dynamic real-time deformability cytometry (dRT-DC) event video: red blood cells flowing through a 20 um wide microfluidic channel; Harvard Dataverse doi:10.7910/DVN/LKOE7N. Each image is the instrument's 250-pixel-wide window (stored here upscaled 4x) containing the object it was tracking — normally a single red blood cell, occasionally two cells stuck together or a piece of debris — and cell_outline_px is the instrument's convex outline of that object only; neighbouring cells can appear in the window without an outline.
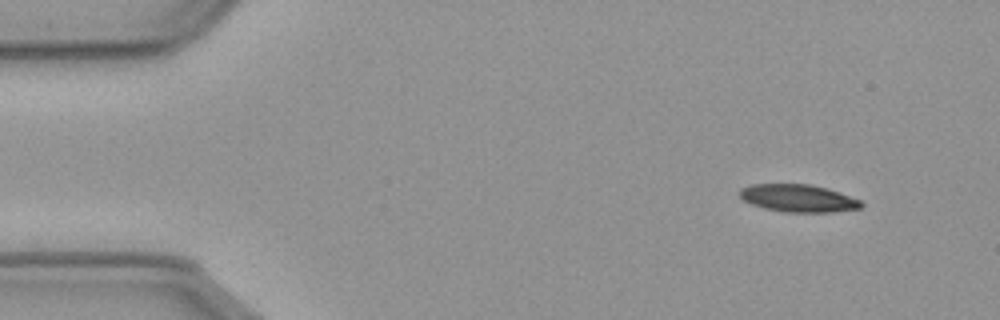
{"species": "common noctule bat (a hibernating species)", "species_latin": "Nyctalus noctula", "temperature_condition": "cold", "stored_images_in_passage": 52, "camera_frame_rate_fps": 3000, "um_per_image_px": 0.085, "animal": {"sex": "male", "body_mass_g": 23.1, "forearm_length_mm": 52.7}, "frame": {"image": 1, "passage_image": 1, "time_ms": 0.0, "image_size_px": [1000, 320], "cell_outline_px": [[864, 204], [860, 208], [832, 212], [784, 212], [764, 208], [752, 204], [744, 200], [740, 196], [740, 188], [752, 184], [808, 184], [824, 188], [860, 200]], "centroid_in_image_um": [67.81, 16.85], "position_along_channel_um": 17.2, "area_um2": 19.19}}
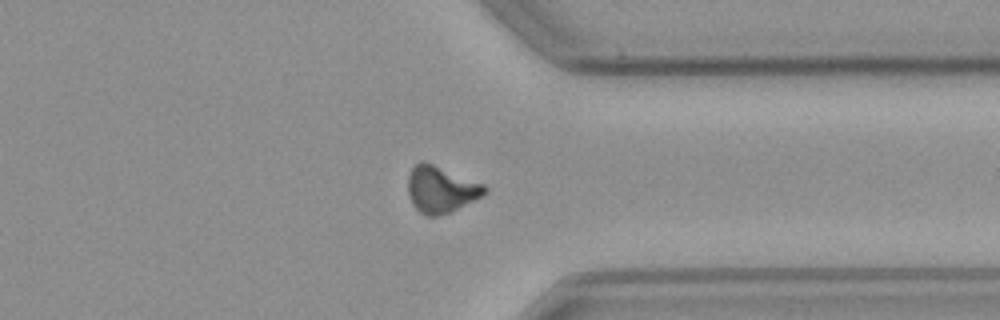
{"frame": {"image": 2, "passage_image": 39, "time_ms": 12.667, "image_size_px": [1000, 320], "cell_outline_px": [[488, 192], [448, 212], [436, 216], [428, 216], [420, 212], [412, 204], [408, 196], [408, 176], [412, 168], [420, 160], [432, 164], [484, 184], [488, 188]], "centroid_in_image_um": [37.44, 16.09], "position_along_channel_um": 374.0, "area_um2": 20.35}}
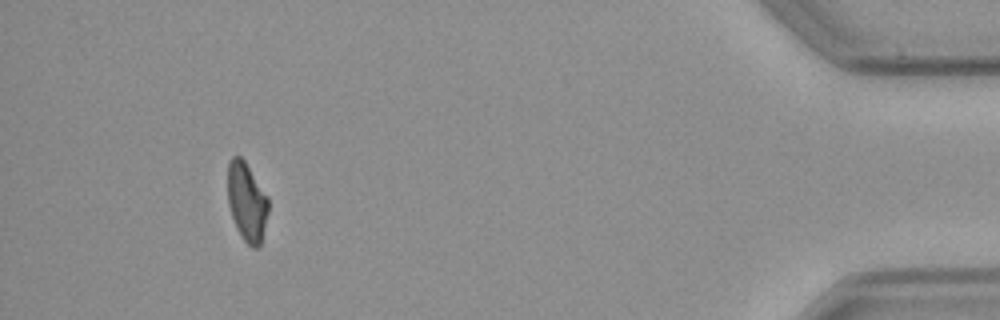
{"frame": {"image": 3, "passage_image": 48, "time_ms": 15.667, "image_size_px": [1000, 320], "cell_outline_px": [[268, 212], [260, 244], [256, 248], [252, 248], [244, 240], [232, 216], [228, 204], [228, 164], [232, 156], [240, 156], [244, 160], [268, 196]], "centroid_in_image_um": [20.98, 17.12], "position_along_channel_um": 414.2, "area_um2": 18.32}, "authors_computed_cell_mechanics": {"area_um2": 20.7502, "velocity_mm_per_s": 3.604, "shape_relaxation_time_tau1_ms": 7.6964, "shape_relaxation_time_tau2_ms": null, "deformation_change_tau1": 0.1665, "deformation_change_tau2": null}}